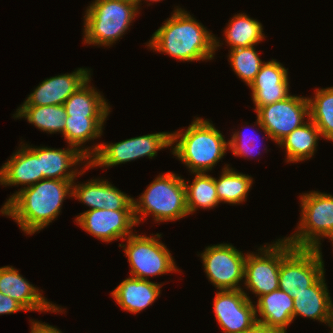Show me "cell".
Returning <instances> with one entry per match:
<instances>
[{"instance_id":"cell-9","label":"cell","mask_w":333,"mask_h":333,"mask_svg":"<svg viewBox=\"0 0 333 333\" xmlns=\"http://www.w3.org/2000/svg\"><path fill=\"white\" fill-rule=\"evenodd\" d=\"M293 248L285 237L258 248V254L247 252L244 272L245 289L256 297L279 289L281 259Z\"/></svg>"},{"instance_id":"cell-18","label":"cell","mask_w":333,"mask_h":333,"mask_svg":"<svg viewBox=\"0 0 333 333\" xmlns=\"http://www.w3.org/2000/svg\"><path fill=\"white\" fill-rule=\"evenodd\" d=\"M249 87L254 110L281 101L290 95L288 68L276 59L265 62Z\"/></svg>"},{"instance_id":"cell-39","label":"cell","mask_w":333,"mask_h":333,"mask_svg":"<svg viewBox=\"0 0 333 333\" xmlns=\"http://www.w3.org/2000/svg\"><path fill=\"white\" fill-rule=\"evenodd\" d=\"M330 329H331L330 333H333V325L330 326Z\"/></svg>"},{"instance_id":"cell-29","label":"cell","mask_w":333,"mask_h":333,"mask_svg":"<svg viewBox=\"0 0 333 333\" xmlns=\"http://www.w3.org/2000/svg\"><path fill=\"white\" fill-rule=\"evenodd\" d=\"M106 119L107 117H72L67 115L63 133L64 139L68 145L77 148L86 156V148L85 145L83 147V144L101 137Z\"/></svg>"},{"instance_id":"cell-26","label":"cell","mask_w":333,"mask_h":333,"mask_svg":"<svg viewBox=\"0 0 333 333\" xmlns=\"http://www.w3.org/2000/svg\"><path fill=\"white\" fill-rule=\"evenodd\" d=\"M224 34L230 50L256 46L265 39L262 24L246 13L235 14L224 29Z\"/></svg>"},{"instance_id":"cell-5","label":"cell","mask_w":333,"mask_h":333,"mask_svg":"<svg viewBox=\"0 0 333 333\" xmlns=\"http://www.w3.org/2000/svg\"><path fill=\"white\" fill-rule=\"evenodd\" d=\"M138 13L129 0H94L83 17L84 44L110 47L127 32Z\"/></svg>"},{"instance_id":"cell-23","label":"cell","mask_w":333,"mask_h":333,"mask_svg":"<svg viewBox=\"0 0 333 333\" xmlns=\"http://www.w3.org/2000/svg\"><path fill=\"white\" fill-rule=\"evenodd\" d=\"M257 299L255 305L257 322L287 333L286 329L293 321V297L277 289Z\"/></svg>"},{"instance_id":"cell-25","label":"cell","mask_w":333,"mask_h":333,"mask_svg":"<svg viewBox=\"0 0 333 333\" xmlns=\"http://www.w3.org/2000/svg\"><path fill=\"white\" fill-rule=\"evenodd\" d=\"M322 138L317 126L308 119L299 128L294 129L277 145L285 147L286 162L298 163L310 159L317 151L318 140Z\"/></svg>"},{"instance_id":"cell-10","label":"cell","mask_w":333,"mask_h":333,"mask_svg":"<svg viewBox=\"0 0 333 333\" xmlns=\"http://www.w3.org/2000/svg\"><path fill=\"white\" fill-rule=\"evenodd\" d=\"M255 111V124L277 144L306 123L305 119L310 118L308 97L291 94L281 101L258 107Z\"/></svg>"},{"instance_id":"cell-19","label":"cell","mask_w":333,"mask_h":333,"mask_svg":"<svg viewBox=\"0 0 333 333\" xmlns=\"http://www.w3.org/2000/svg\"><path fill=\"white\" fill-rule=\"evenodd\" d=\"M84 163V169H76V165ZM39 166L43 179L75 180L91 169L89 159L77 148L68 145L66 149L39 147ZM74 166V168H73Z\"/></svg>"},{"instance_id":"cell-13","label":"cell","mask_w":333,"mask_h":333,"mask_svg":"<svg viewBox=\"0 0 333 333\" xmlns=\"http://www.w3.org/2000/svg\"><path fill=\"white\" fill-rule=\"evenodd\" d=\"M214 313L223 333H244L256 322L255 302L245 290H217Z\"/></svg>"},{"instance_id":"cell-24","label":"cell","mask_w":333,"mask_h":333,"mask_svg":"<svg viewBox=\"0 0 333 333\" xmlns=\"http://www.w3.org/2000/svg\"><path fill=\"white\" fill-rule=\"evenodd\" d=\"M91 77L64 102L66 114L72 117H108L110 104L96 88Z\"/></svg>"},{"instance_id":"cell-22","label":"cell","mask_w":333,"mask_h":333,"mask_svg":"<svg viewBox=\"0 0 333 333\" xmlns=\"http://www.w3.org/2000/svg\"><path fill=\"white\" fill-rule=\"evenodd\" d=\"M161 287L162 284L130 276L112 290L111 296L122 310L137 314L155 302Z\"/></svg>"},{"instance_id":"cell-33","label":"cell","mask_w":333,"mask_h":333,"mask_svg":"<svg viewBox=\"0 0 333 333\" xmlns=\"http://www.w3.org/2000/svg\"><path fill=\"white\" fill-rule=\"evenodd\" d=\"M252 129V128H251ZM245 130V129H244ZM244 132V131H243ZM232 136L230 140H228V147L232 151L234 156L239 157H255L254 153L256 152L258 155H260V152H258V138L254 136L253 132L251 135L242 133L241 131H235L232 132ZM253 134V135H252ZM257 148V150H256ZM254 155V156H253Z\"/></svg>"},{"instance_id":"cell-12","label":"cell","mask_w":333,"mask_h":333,"mask_svg":"<svg viewBox=\"0 0 333 333\" xmlns=\"http://www.w3.org/2000/svg\"><path fill=\"white\" fill-rule=\"evenodd\" d=\"M203 251L199 255L204 272L217 290L243 289L239 283L244 281L247 253H242L229 243L210 245Z\"/></svg>"},{"instance_id":"cell-8","label":"cell","mask_w":333,"mask_h":333,"mask_svg":"<svg viewBox=\"0 0 333 333\" xmlns=\"http://www.w3.org/2000/svg\"><path fill=\"white\" fill-rule=\"evenodd\" d=\"M161 234L153 236L131 234L125 244H119L123 248L130 266L131 277L149 280L151 276L164 275L171 272H180L175 259L167 246L159 239Z\"/></svg>"},{"instance_id":"cell-16","label":"cell","mask_w":333,"mask_h":333,"mask_svg":"<svg viewBox=\"0 0 333 333\" xmlns=\"http://www.w3.org/2000/svg\"><path fill=\"white\" fill-rule=\"evenodd\" d=\"M0 292L18 301L26 310L59 313L65 310L48 301L40 292L25 279L13 266L0 267Z\"/></svg>"},{"instance_id":"cell-35","label":"cell","mask_w":333,"mask_h":333,"mask_svg":"<svg viewBox=\"0 0 333 333\" xmlns=\"http://www.w3.org/2000/svg\"><path fill=\"white\" fill-rule=\"evenodd\" d=\"M32 320V321H31ZM30 333H62L57 327L31 319Z\"/></svg>"},{"instance_id":"cell-20","label":"cell","mask_w":333,"mask_h":333,"mask_svg":"<svg viewBox=\"0 0 333 333\" xmlns=\"http://www.w3.org/2000/svg\"><path fill=\"white\" fill-rule=\"evenodd\" d=\"M21 147V148H20ZM0 168V185L26 188L43 180L39 166V147L22 144Z\"/></svg>"},{"instance_id":"cell-4","label":"cell","mask_w":333,"mask_h":333,"mask_svg":"<svg viewBox=\"0 0 333 333\" xmlns=\"http://www.w3.org/2000/svg\"><path fill=\"white\" fill-rule=\"evenodd\" d=\"M141 194L138 199L133 198L137 226L149 214L159 224L189 215L184 179L173 172L159 174Z\"/></svg>"},{"instance_id":"cell-37","label":"cell","mask_w":333,"mask_h":333,"mask_svg":"<svg viewBox=\"0 0 333 333\" xmlns=\"http://www.w3.org/2000/svg\"><path fill=\"white\" fill-rule=\"evenodd\" d=\"M145 1H151V2H159V1H161V0H145ZM141 2H142V0H134V3H135V5L138 7V9H140V6L139 5H141Z\"/></svg>"},{"instance_id":"cell-32","label":"cell","mask_w":333,"mask_h":333,"mask_svg":"<svg viewBox=\"0 0 333 333\" xmlns=\"http://www.w3.org/2000/svg\"><path fill=\"white\" fill-rule=\"evenodd\" d=\"M254 47L255 46L231 49L228 55V60L233 71L248 87L265 63L260 59Z\"/></svg>"},{"instance_id":"cell-31","label":"cell","mask_w":333,"mask_h":333,"mask_svg":"<svg viewBox=\"0 0 333 333\" xmlns=\"http://www.w3.org/2000/svg\"><path fill=\"white\" fill-rule=\"evenodd\" d=\"M313 98L308 97L310 120L321 136L333 141V87L316 88Z\"/></svg>"},{"instance_id":"cell-21","label":"cell","mask_w":333,"mask_h":333,"mask_svg":"<svg viewBox=\"0 0 333 333\" xmlns=\"http://www.w3.org/2000/svg\"><path fill=\"white\" fill-rule=\"evenodd\" d=\"M323 274L312 286L293 297V321L297 316L333 325V303Z\"/></svg>"},{"instance_id":"cell-30","label":"cell","mask_w":333,"mask_h":333,"mask_svg":"<svg viewBox=\"0 0 333 333\" xmlns=\"http://www.w3.org/2000/svg\"><path fill=\"white\" fill-rule=\"evenodd\" d=\"M194 174L195 177L191 184L189 180H184L189 215L193 214L198 208L209 210L220 204L216 192L215 178L206 173Z\"/></svg>"},{"instance_id":"cell-15","label":"cell","mask_w":333,"mask_h":333,"mask_svg":"<svg viewBox=\"0 0 333 333\" xmlns=\"http://www.w3.org/2000/svg\"><path fill=\"white\" fill-rule=\"evenodd\" d=\"M91 77L87 68H78L43 80L20 106L63 105Z\"/></svg>"},{"instance_id":"cell-11","label":"cell","mask_w":333,"mask_h":333,"mask_svg":"<svg viewBox=\"0 0 333 333\" xmlns=\"http://www.w3.org/2000/svg\"><path fill=\"white\" fill-rule=\"evenodd\" d=\"M321 249L293 247L281 259L279 289L295 297L312 286L325 273Z\"/></svg>"},{"instance_id":"cell-2","label":"cell","mask_w":333,"mask_h":333,"mask_svg":"<svg viewBox=\"0 0 333 333\" xmlns=\"http://www.w3.org/2000/svg\"><path fill=\"white\" fill-rule=\"evenodd\" d=\"M146 45L153 52H162L183 62L212 60L222 46L213 33L178 6Z\"/></svg>"},{"instance_id":"cell-7","label":"cell","mask_w":333,"mask_h":333,"mask_svg":"<svg viewBox=\"0 0 333 333\" xmlns=\"http://www.w3.org/2000/svg\"><path fill=\"white\" fill-rule=\"evenodd\" d=\"M172 147V132H158L133 137L117 143H102L86 148L91 167H113L147 156L152 159L158 150Z\"/></svg>"},{"instance_id":"cell-17","label":"cell","mask_w":333,"mask_h":333,"mask_svg":"<svg viewBox=\"0 0 333 333\" xmlns=\"http://www.w3.org/2000/svg\"><path fill=\"white\" fill-rule=\"evenodd\" d=\"M72 197L90 209L134 210L133 197L121 192L106 179H91L85 183H72Z\"/></svg>"},{"instance_id":"cell-27","label":"cell","mask_w":333,"mask_h":333,"mask_svg":"<svg viewBox=\"0 0 333 333\" xmlns=\"http://www.w3.org/2000/svg\"><path fill=\"white\" fill-rule=\"evenodd\" d=\"M66 110L64 105L19 106L14 118H25L27 122L46 133H64Z\"/></svg>"},{"instance_id":"cell-34","label":"cell","mask_w":333,"mask_h":333,"mask_svg":"<svg viewBox=\"0 0 333 333\" xmlns=\"http://www.w3.org/2000/svg\"><path fill=\"white\" fill-rule=\"evenodd\" d=\"M27 311L18 301L0 292V315Z\"/></svg>"},{"instance_id":"cell-1","label":"cell","mask_w":333,"mask_h":333,"mask_svg":"<svg viewBox=\"0 0 333 333\" xmlns=\"http://www.w3.org/2000/svg\"><path fill=\"white\" fill-rule=\"evenodd\" d=\"M73 181L43 179L21 188L7 199L0 212L14 219L24 233L32 235L58 217L65 198L72 197Z\"/></svg>"},{"instance_id":"cell-6","label":"cell","mask_w":333,"mask_h":333,"mask_svg":"<svg viewBox=\"0 0 333 333\" xmlns=\"http://www.w3.org/2000/svg\"><path fill=\"white\" fill-rule=\"evenodd\" d=\"M299 198L301 217L297 231L285 239L294 248L318 249L322 238L333 236V195L310 191Z\"/></svg>"},{"instance_id":"cell-14","label":"cell","mask_w":333,"mask_h":333,"mask_svg":"<svg viewBox=\"0 0 333 333\" xmlns=\"http://www.w3.org/2000/svg\"><path fill=\"white\" fill-rule=\"evenodd\" d=\"M75 222L92 237L107 243L117 239L123 242L137 225L134 210H86L75 217Z\"/></svg>"},{"instance_id":"cell-36","label":"cell","mask_w":333,"mask_h":333,"mask_svg":"<svg viewBox=\"0 0 333 333\" xmlns=\"http://www.w3.org/2000/svg\"><path fill=\"white\" fill-rule=\"evenodd\" d=\"M244 333H285L284 331L272 328L262 323L256 322L250 329Z\"/></svg>"},{"instance_id":"cell-38","label":"cell","mask_w":333,"mask_h":333,"mask_svg":"<svg viewBox=\"0 0 333 333\" xmlns=\"http://www.w3.org/2000/svg\"><path fill=\"white\" fill-rule=\"evenodd\" d=\"M331 242H332V244H333V236L332 237H330V238H328ZM333 246V245H332Z\"/></svg>"},{"instance_id":"cell-3","label":"cell","mask_w":333,"mask_h":333,"mask_svg":"<svg viewBox=\"0 0 333 333\" xmlns=\"http://www.w3.org/2000/svg\"><path fill=\"white\" fill-rule=\"evenodd\" d=\"M227 149L228 141L209 119L196 117L186 130L172 132L171 152L192 174L211 171Z\"/></svg>"},{"instance_id":"cell-28","label":"cell","mask_w":333,"mask_h":333,"mask_svg":"<svg viewBox=\"0 0 333 333\" xmlns=\"http://www.w3.org/2000/svg\"><path fill=\"white\" fill-rule=\"evenodd\" d=\"M253 178L225 165L219 178H215L216 192L219 202L240 205L247 200Z\"/></svg>"}]
</instances>
